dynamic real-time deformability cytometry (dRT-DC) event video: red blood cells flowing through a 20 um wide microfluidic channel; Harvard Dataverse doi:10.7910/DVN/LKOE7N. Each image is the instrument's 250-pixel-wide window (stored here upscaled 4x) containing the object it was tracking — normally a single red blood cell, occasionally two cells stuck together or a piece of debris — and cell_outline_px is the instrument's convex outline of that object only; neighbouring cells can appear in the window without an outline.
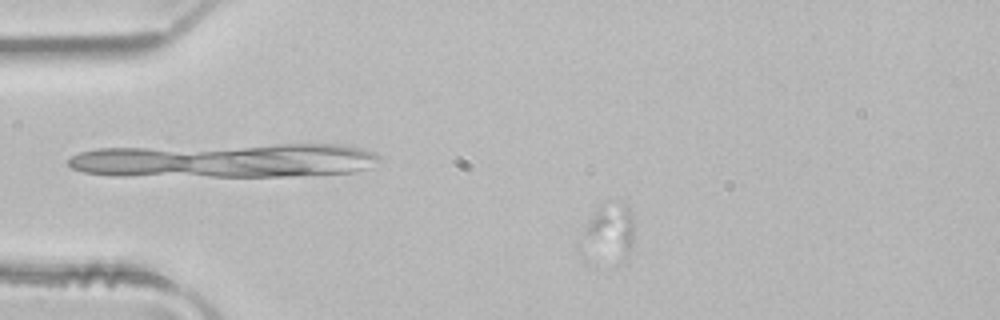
{"species": "common noctule bat (a hibernating species)", "species_latin": "Nyctalus noctula", "temperature_condition": "room temperature", "stored_images_in_passage": 6, "camera_frame_rate_fps": 3000, "um_per_image_px": 0.085, "animal": {"sex": "male", "body_mass_g": 21.5, "forearm_length_mm": 52.0}, "frame": {"image": 1, "passage_image": 5, "time_ms": 1.333, "image_size_px": [1000, 320], "cell_outline_px": [[632, 248], [628, 256], [624, 256], [584, 236], [584, 228], [588, 220], [596, 208], [624, 204], [628, 208], [632, 216]], "centroid_in_image_um": [51.97, 19.41], "position_along_channel_um": 33.0, "area_um2": 13.18}}
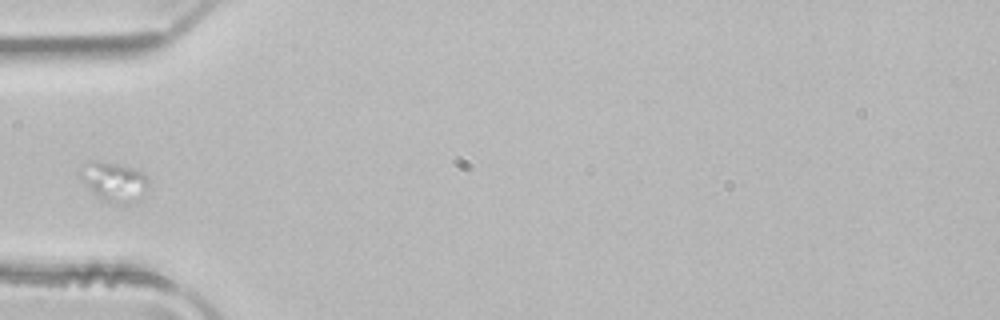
{"frame": {"image": 2, "passage_image": 6, "time_ms": 1.667, "image_size_px": [1000, 320], "cell_outline_px": [[148, 184], [140, 196], [132, 204], [108, 204], [96, 196], [80, 176], [92, 164], [116, 164], [132, 168], [148, 176]], "centroid_in_image_um": [9.8, 15.56], "position_along_channel_um": 75.2, "area_um2": 14.51}}